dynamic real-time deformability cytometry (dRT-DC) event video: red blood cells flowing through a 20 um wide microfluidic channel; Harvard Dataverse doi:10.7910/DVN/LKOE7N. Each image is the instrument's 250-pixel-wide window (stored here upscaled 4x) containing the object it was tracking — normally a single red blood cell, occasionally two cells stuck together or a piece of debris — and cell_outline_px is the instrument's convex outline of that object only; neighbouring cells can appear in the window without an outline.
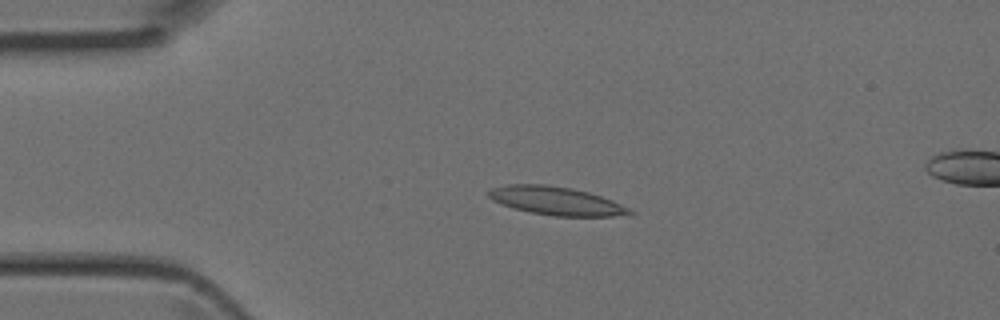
{"species": "Egyptian fruit bat (a non-hibernating species)", "species_latin": "Rousettus aegyptiacus", "temperature_condition": "room temperature", "stored_images_in_passage": 4, "camera_frame_rate_fps": 3000, "um_per_image_px": 0.085, "animal": {"sex": "female"}, "frame": {"image": 1, "passage_image": 2, "time_ms": 0.333, "image_size_px": [1000, 320], "cell_outline_px": [[636, 212], [612, 216], [552, 216], [528, 212], [512, 208], [500, 204], [492, 200], [484, 192], [492, 188], [508, 184], [544, 184], [572, 188], [588, 192], [612, 200]], "centroid_in_image_um": [47.18, 17.07], "position_along_channel_um": 37.8, "area_um2": 23.35}}